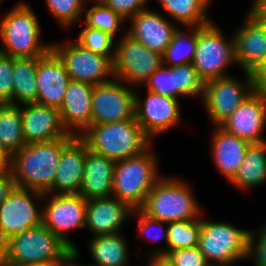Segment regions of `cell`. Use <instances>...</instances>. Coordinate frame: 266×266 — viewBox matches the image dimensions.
<instances>
[{
	"mask_svg": "<svg viewBox=\"0 0 266 266\" xmlns=\"http://www.w3.org/2000/svg\"><path fill=\"white\" fill-rule=\"evenodd\" d=\"M80 137L88 149L114 161L140 154L153 143L136 119L90 125Z\"/></svg>",
	"mask_w": 266,
	"mask_h": 266,
	"instance_id": "cell-5",
	"label": "cell"
},
{
	"mask_svg": "<svg viewBox=\"0 0 266 266\" xmlns=\"http://www.w3.org/2000/svg\"><path fill=\"white\" fill-rule=\"evenodd\" d=\"M44 193L14 186L0 204V246L11 236L42 224ZM36 201V202H35Z\"/></svg>",
	"mask_w": 266,
	"mask_h": 266,
	"instance_id": "cell-12",
	"label": "cell"
},
{
	"mask_svg": "<svg viewBox=\"0 0 266 266\" xmlns=\"http://www.w3.org/2000/svg\"><path fill=\"white\" fill-rule=\"evenodd\" d=\"M210 155L216 170L230 182L245 159L249 142L213 126Z\"/></svg>",
	"mask_w": 266,
	"mask_h": 266,
	"instance_id": "cell-24",
	"label": "cell"
},
{
	"mask_svg": "<svg viewBox=\"0 0 266 266\" xmlns=\"http://www.w3.org/2000/svg\"><path fill=\"white\" fill-rule=\"evenodd\" d=\"M258 87L266 93V68L258 76Z\"/></svg>",
	"mask_w": 266,
	"mask_h": 266,
	"instance_id": "cell-49",
	"label": "cell"
},
{
	"mask_svg": "<svg viewBox=\"0 0 266 266\" xmlns=\"http://www.w3.org/2000/svg\"><path fill=\"white\" fill-rule=\"evenodd\" d=\"M251 4L266 19V0H253Z\"/></svg>",
	"mask_w": 266,
	"mask_h": 266,
	"instance_id": "cell-47",
	"label": "cell"
},
{
	"mask_svg": "<svg viewBox=\"0 0 266 266\" xmlns=\"http://www.w3.org/2000/svg\"><path fill=\"white\" fill-rule=\"evenodd\" d=\"M164 15V16H163ZM127 34L147 49L163 54L179 27L158 11L149 7L129 19Z\"/></svg>",
	"mask_w": 266,
	"mask_h": 266,
	"instance_id": "cell-19",
	"label": "cell"
},
{
	"mask_svg": "<svg viewBox=\"0 0 266 266\" xmlns=\"http://www.w3.org/2000/svg\"><path fill=\"white\" fill-rule=\"evenodd\" d=\"M145 266H175L165 255L147 258Z\"/></svg>",
	"mask_w": 266,
	"mask_h": 266,
	"instance_id": "cell-46",
	"label": "cell"
},
{
	"mask_svg": "<svg viewBox=\"0 0 266 266\" xmlns=\"http://www.w3.org/2000/svg\"><path fill=\"white\" fill-rule=\"evenodd\" d=\"M167 15L183 27L204 26L212 22L208 9L214 0H157Z\"/></svg>",
	"mask_w": 266,
	"mask_h": 266,
	"instance_id": "cell-28",
	"label": "cell"
},
{
	"mask_svg": "<svg viewBox=\"0 0 266 266\" xmlns=\"http://www.w3.org/2000/svg\"><path fill=\"white\" fill-rule=\"evenodd\" d=\"M114 165V160L87 149L79 194L86 200L111 197Z\"/></svg>",
	"mask_w": 266,
	"mask_h": 266,
	"instance_id": "cell-25",
	"label": "cell"
},
{
	"mask_svg": "<svg viewBox=\"0 0 266 266\" xmlns=\"http://www.w3.org/2000/svg\"><path fill=\"white\" fill-rule=\"evenodd\" d=\"M132 157L115 161L112 196L140 209L147 195L162 177L157 153L151 148Z\"/></svg>",
	"mask_w": 266,
	"mask_h": 266,
	"instance_id": "cell-4",
	"label": "cell"
},
{
	"mask_svg": "<svg viewBox=\"0 0 266 266\" xmlns=\"http://www.w3.org/2000/svg\"><path fill=\"white\" fill-rule=\"evenodd\" d=\"M203 214L198 248L208 263L211 266H230L246 260L250 230L226 221L207 220Z\"/></svg>",
	"mask_w": 266,
	"mask_h": 266,
	"instance_id": "cell-7",
	"label": "cell"
},
{
	"mask_svg": "<svg viewBox=\"0 0 266 266\" xmlns=\"http://www.w3.org/2000/svg\"><path fill=\"white\" fill-rule=\"evenodd\" d=\"M175 266H211L198 246L182 248L166 255Z\"/></svg>",
	"mask_w": 266,
	"mask_h": 266,
	"instance_id": "cell-41",
	"label": "cell"
},
{
	"mask_svg": "<svg viewBox=\"0 0 266 266\" xmlns=\"http://www.w3.org/2000/svg\"><path fill=\"white\" fill-rule=\"evenodd\" d=\"M71 250L41 224L11 236L0 246V266H20L64 258Z\"/></svg>",
	"mask_w": 266,
	"mask_h": 266,
	"instance_id": "cell-6",
	"label": "cell"
},
{
	"mask_svg": "<svg viewBox=\"0 0 266 266\" xmlns=\"http://www.w3.org/2000/svg\"><path fill=\"white\" fill-rule=\"evenodd\" d=\"M219 126L249 143L266 141V93L258 87Z\"/></svg>",
	"mask_w": 266,
	"mask_h": 266,
	"instance_id": "cell-17",
	"label": "cell"
},
{
	"mask_svg": "<svg viewBox=\"0 0 266 266\" xmlns=\"http://www.w3.org/2000/svg\"><path fill=\"white\" fill-rule=\"evenodd\" d=\"M63 258L53 259L46 262H37V263H31V264H25L20 266H60V262Z\"/></svg>",
	"mask_w": 266,
	"mask_h": 266,
	"instance_id": "cell-48",
	"label": "cell"
},
{
	"mask_svg": "<svg viewBox=\"0 0 266 266\" xmlns=\"http://www.w3.org/2000/svg\"><path fill=\"white\" fill-rule=\"evenodd\" d=\"M244 78L225 76L205 82L202 99L212 126H219L258 88V76L243 72Z\"/></svg>",
	"mask_w": 266,
	"mask_h": 266,
	"instance_id": "cell-9",
	"label": "cell"
},
{
	"mask_svg": "<svg viewBox=\"0 0 266 266\" xmlns=\"http://www.w3.org/2000/svg\"><path fill=\"white\" fill-rule=\"evenodd\" d=\"M229 183L241 191L266 184V141L249 144L244 161Z\"/></svg>",
	"mask_w": 266,
	"mask_h": 266,
	"instance_id": "cell-26",
	"label": "cell"
},
{
	"mask_svg": "<svg viewBox=\"0 0 266 266\" xmlns=\"http://www.w3.org/2000/svg\"><path fill=\"white\" fill-rule=\"evenodd\" d=\"M71 40L51 43V49L64 64L71 81L98 85L115 78L110 57L95 54L74 39Z\"/></svg>",
	"mask_w": 266,
	"mask_h": 266,
	"instance_id": "cell-11",
	"label": "cell"
},
{
	"mask_svg": "<svg viewBox=\"0 0 266 266\" xmlns=\"http://www.w3.org/2000/svg\"><path fill=\"white\" fill-rule=\"evenodd\" d=\"M37 58L13 57V105L36 102Z\"/></svg>",
	"mask_w": 266,
	"mask_h": 266,
	"instance_id": "cell-29",
	"label": "cell"
},
{
	"mask_svg": "<svg viewBox=\"0 0 266 266\" xmlns=\"http://www.w3.org/2000/svg\"><path fill=\"white\" fill-rule=\"evenodd\" d=\"M144 88L162 96L173 97L179 100L181 98L184 99V96L175 88L172 67L162 65L149 77Z\"/></svg>",
	"mask_w": 266,
	"mask_h": 266,
	"instance_id": "cell-38",
	"label": "cell"
},
{
	"mask_svg": "<svg viewBox=\"0 0 266 266\" xmlns=\"http://www.w3.org/2000/svg\"><path fill=\"white\" fill-rule=\"evenodd\" d=\"M89 0H45L46 6L56 22L69 29L83 19L85 6Z\"/></svg>",
	"mask_w": 266,
	"mask_h": 266,
	"instance_id": "cell-35",
	"label": "cell"
},
{
	"mask_svg": "<svg viewBox=\"0 0 266 266\" xmlns=\"http://www.w3.org/2000/svg\"><path fill=\"white\" fill-rule=\"evenodd\" d=\"M106 7L121 15L125 20H129L138 12L148 8L149 0H100Z\"/></svg>",
	"mask_w": 266,
	"mask_h": 266,
	"instance_id": "cell-42",
	"label": "cell"
},
{
	"mask_svg": "<svg viewBox=\"0 0 266 266\" xmlns=\"http://www.w3.org/2000/svg\"><path fill=\"white\" fill-rule=\"evenodd\" d=\"M88 250L95 265L129 266V248L121 233L91 237Z\"/></svg>",
	"mask_w": 266,
	"mask_h": 266,
	"instance_id": "cell-27",
	"label": "cell"
},
{
	"mask_svg": "<svg viewBox=\"0 0 266 266\" xmlns=\"http://www.w3.org/2000/svg\"><path fill=\"white\" fill-rule=\"evenodd\" d=\"M247 13L233 33L235 59L243 72L259 76L266 68V19L251 5Z\"/></svg>",
	"mask_w": 266,
	"mask_h": 266,
	"instance_id": "cell-14",
	"label": "cell"
},
{
	"mask_svg": "<svg viewBox=\"0 0 266 266\" xmlns=\"http://www.w3.org/2000/svg\"><path fill=\"white\" fill-rule=\"evenodd\" d=\"M180 100L162 96L147 90L142 100L135 95V118L146 135L154 142V137L163 135L177 127L181 119Z\"/></svg>",
	"mask_w": 266,
	"mask_h": 266,
	"instance_id": "cell-16",
	"label": "cell"
},
{
	"mask_svg": "<svg viewBox=\"0 0 266 266\" xmlns=\"http://www.w3.org/2000/svg\"><path fill=\"white\" fill-rule=\"evenodd\" d=\"M0 52L14 58H39L51 49L42 41V27L28 2H17L0 17Z\"/></svg>",
	"mask_w": 266,
	"mask_h": 266,
	"instance_id": "cell-2",
	"label": "cell"
},
{
	"mask_svg": "<svg viewBox=\"0 0 266 266\" xmlns=\"http://www.w3.org/2000/svg\"><path fill=\"white\" fill-rule=\"evenodd\" d=\"M136 89L116 78L94 85L92 125L121 122L135 118Z\"/></svg>",
	"mask_w": 266,
	"mask_h": 266,
	"instance_id": "cell-15",
	"label": "cell"
},
{
	"mask_svg": "<svg viewBox=\"0 0 266 266\" xmlns=\"http://www.w3.org/2000/svg\"><path fill=\"white\" fill-rule=\"evenodd\" d=\"M189 31L178 28L171 43L162 54L163 65L167 67L193 63L197 43V27H188Z\"/></svg>",
	"mask_w": 266,
	"mask_h": 266,
	"instance_id": "cell-31",
	"label": "cell"
},
{
	"mask_svg": "<svg viewBox=\"0 0 266 266\" xmlns=\"http://www.w3.org/2000/svg\"><path fill=\"white\" fill-rule=\"evenodd\" d=\"M36 80V103L59 109L71 80L64 64L52 49L37 58Z\"/></svg>",
	"mask_w": 266,
	"mask_h": 266,
	"instance_id": "cell-20",
	"label": "cell"
},
{
	"mask_svg": "<svg viewBox=\"0 0 266 266\" xmlns=\"http://www.w3.org/2000/svg\"><path fill=\"white\" fill-rule=\"evenodd\" d=\"M13 57L0 53V104H13Z\"/></svg>",
	"mask_w": 266,
	"mask_h": 266,
	"instance_id": "cell-40",
	"label": "cell"
},
{
	"mask_svg": "<svg viewBox=\"0 0 266 266\" xmlns=\"http://www.w3.org/2000/svg\"><path fill=\"white\" fill-rule=\"evenodd\" d=\"M192 189L182 177L163 174L140 210L148 217L166 223L199 219L205 211Z\"/></svg>",
	"mask_w": 266,
	"mask_h": 266,
	"instance_id": "cell-3",
	"label": "cell"
},
{
	"mask_svg": "<svg viewBox=\"0 0 266 266\" xmlns=\"http://www.w3.org/2000/svg\"><path fill=\"white\" fill-rule=\"evenodd\" d=\"M172 74H174L175 88L186 99L189 97L202 99L205 83L199 77L193 63L172 66Z\"/></svg>",
	"mask_w": 266,
	"mask_h": 266,
	"instance_id": "cell-36",
	"label": "cell"
},
{
	"mask_svg": "<svg viewBox=\"0 0 266 266\" xmlns=\"http://www.w3.org/2000/svg\"><path fill=\"white\" fill-rule=\"evenodd\" d=\"M76 41L95 54L104 55L114 60L115 38L107 32L86 26L78 33Z\"/></svg>",
	"mask_w": 266,
	"mask_h": 266,
	"instance_id": "cell-37",
	"label": "cell"
},
{
	"mask_svg": "<svg viewBox=\"0 0 266 266\" xmlns=\"http://www.w3.org/2000/svg\"><path fill=\"white\" fill-rule=\"evenodd\" d=\"M74 136L24 145L12 156L11 174L15 186L46 193L53 185L63 147Z\"/></svg>",
	"mask_w": 266,
	"mask_h": 266,
	"instance_id": "cell-1",
	"label": "cell"
},
{
	"mask_svg": "<svg viewBox=\"0 0 266 266\" xmlns=\"http://www.w3.org/2000/svg\"><path fill=\"white\" fill-rule=\"evenodd\" d=\"M200 231L201 217L193 220L169 222L167 254L177 249L198 246Z\"/></svg>",
	"mask_w": 266,
	"mask_h": 266,
	"instance_id": "cell-34",
	"label": "cell"
},
{
	"mask_svg": "<svg viewBox=\"0 0 266 266\" xmlns=\"http://www.w3.org/2000/svg\"><path fill=\"white\" fill-rule=\"evenodd\" d=\"M93 1L91 7L85 6L84 17L81 24L94 29H99L103 32L109 33L114 38L120 29L125 28L123 24L127 22L121 15L115 13L112 9L106 7L100 0Z\"/></svg>",
	"mask_w": 266,
	"mask_h": 266,
	"instance_id": "cell-32",
	"label": "cell"
},
{
	"mask_svg": "<svg viewBox=\"0 0 266 266\" xmlns=\"http://www.w3.org/2000/svg\"><path fill=\"white\" fill-rule=\"evenodd\" d=\"M23 136L26 144L68 137L58 108L36 102L20 105Z\"/></svg>",
	"mask_w": 266,
	"mask_h": 266,
	"instance_id": "cell-18",
	"label": "cell"
},
{
	"mask_svg": "<svg viewBox=\"0 0 266 266\" xmlns=\"http://www.w3.org/2000/svg\"><path fill=\"white\" fill-rule=\"evenodd\" d=\"M224 35L214 21L197 27L193 66L204 83L231 75L228 67L237 65L234 34L230 38Z\"/></svg>",
	"mask_w": 266,
	"mask_h": 266,
	"instance_id": "cell-8",
	"label": "cell"
},
{
	"mask_svg": "<svg viewBox=\"0 0 266 266\" xmlns=\"http://www.w3.org/2000/svg\"><path fill=\"white\" fill-rule=\"evenodd\" d=\"M94 85L70 81L59 108L64 127L70 134L80 136L92 125V92Z\"/></svg>",
	"mask_w": 266,
	"mask_h": 266,
	"instance_id": "cell-23",
	"label": "cell"
},
{
	"mask_svg": "<svg viewBox=\"0 0 266 266\" xmlns=\"http://www.w3.org/2000/svg\"><path fill=\"white\" fill-rule=\"evenodd\" d=\"M253 260L254 266H266V221L260 229L250 230L247 259Z\"/></svg>",
	"mask_w": 266,
	"mask_h": 266,
	"instance_id": "cell-39",
	"label": "cell"
},
{
	"mask_svg": "<svg viewBox=\"0 0 266 266\" xmlns=\"http://www.w3.org/2000/svg\"><path fill=\"white\" fill-rule=\"evenodd\" d=\"M132 216L138 218L136 219L138 223L136 233L139 235H136V238L141 237L142 239L153 243L162 240V242L166 243L158 249L156 247H153V249H151L152 251H149V257L147 255V258L162 255L166 256L168 241V223L150 218L145 215L140 209H135Z\"/></svg>",
	"mask_w": 266,
	"mask_h": 266,
	"instance_id": "cell-33",
	"label": "cell"
},
{
	"mask_svg": "<svg viewBox=\"0 0 266 266\" xmlns=\"http://www.w3.org/2000/svg\"><path fill=\"white\" fill-rule=\"evenodd\" d=\"M43 202L42 224L71 249H77L68 234L85 228L87 200L80 194L44 193Z\"/></svg>",
	"mask_w": 266,
	"mask_h": 266,
	"instance_id": "cell-13",
	"label": "cell"
},
{
	"mask_svg": "<svg viewBox=\"0 0 266 266\" xmlns=\"http://www.w3.org/2000/svg\"><path fill=\"white\" fill-rule=\"evenodd\" d=\"M0 145L12 156L26 145L20 105L0 104Z\"/></svg>",
	"mask_w": 266,
	"mask_h": 266,
	"instance_id": "cell-30",
	"label": "cell"
},
{
	"mask_svg": "<svg viewBox=\"0 0 266 266\" xmlns=\"http://www.w3.org/2000/svg\"><path fill=\"white\" fill-rule=\"evenodd\" d=\"M85 266H98V265H95V264H91V265H85Z\"/></svg>",
	"mask_w": 266,
	"mask_h": 266,
	"instance_id": "cell-50",
	"label": "cell"
},
{
	"mask_svg": "<svg viewBox=\"0 0 266 266\" xmlns=\"http://www.w3.org/2000/svg\"><path fill=\"white\" fill-rule=\"evenodd\" d=\"M81 256L79 247L72 249L60 262V266H85L78 263Z\"/></svg>",
	"mask_w": 266,
	"mask_h": 266,
	"instance_id": "cell-45",
	"label": "cell"
},
{
	"mask_svg": "<svg viewBox=\"0 0 266 266\" xmlns=\"http://www.w3.org/2000/svg\"><path fill=\"white\" fill-rule=\"evenodd\" d=\"M12 155L0 145V176L11 173Z\"/></svg>",
	"mask_w": 266,
	"mask_h": 266,
	"instance_id": "cell-44",
	"label": "cell"
},
{
	"mask_svg": "<svg viewBox=\"0 0 266 266\" xmlns=\"http://www.w3.org/2000/svg\"><path fill=\"white\" fill-rule=\"evenodd\" d=\"M14 186L11 173L0 176V204L5 200Z\"/></svg>",
	"mask_w": 266,
	"mask_h": 266,
	"instance_id": "cell-43",
	"label": "cell"
},
{
	"mask_svg": "<svg viewBox=\"0 0 266 266\" xmlns=\"http://www.w3.org/2000/svg\"><path fill=\"white\" fill-rule=\"evenodd\" d=\"M134 209L113 196L87 200L85 229L93 236L120 233Z\"/></svg>",
	"mask_w": 266,
	"mask_h": 266,
	"instance_id": "cell-21",
	"label": "cell"
},
{
	"mask_svg": "<svg viewBox=\"0 0 266 266\" xmlns=\"http://www.w3.org/2000/svg\"><path fill=\"white\" fill-rule=\"evenodd\" d=\"M87 149V144L80 136H74L63 147L53 185L46 193L79 194Z\"/></svg>",
	"mask_w": 266,
	"mask_h": 266,
	"instance_id": "cell-22",
	"label": "cell"
},
{
	"mask_svg": "<svg viewBox=\"0 0 266 266\" xmlns=\"http://www.w3.org/2000/svg\"><path fill=\"white\" fill-rule=\"evenodd\" d=\"M120 35L115 42L114 77L133 88L143 87L149 77L163 65L162 54L147 49L128 35L127 31Z\"/></svg>",
	"mask_w": 266,
	"mask_h": 266,
	"instance_id": "cell-10",
	"label": "cell"
}]
</instances>
